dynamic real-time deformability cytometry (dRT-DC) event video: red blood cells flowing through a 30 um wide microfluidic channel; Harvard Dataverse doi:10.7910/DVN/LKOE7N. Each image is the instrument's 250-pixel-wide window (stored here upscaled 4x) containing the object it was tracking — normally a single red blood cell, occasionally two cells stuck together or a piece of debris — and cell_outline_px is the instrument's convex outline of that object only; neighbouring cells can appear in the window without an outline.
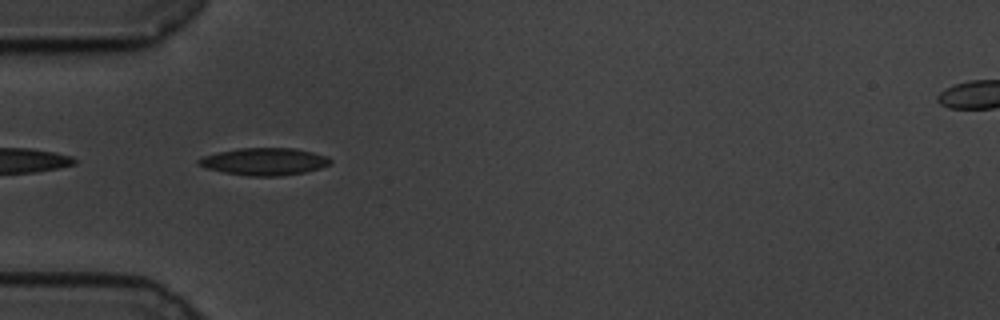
{"species": "common noctule bat (a hibernating species)", "species_latin": "Nyctalus noctula", "temperature_condition": "cold", "stored_images_in_passage": 42, "camera_frame_rate_fps": 3000, "um_per_image_px": 0.085, "animal": {"sex": "male", "body_mass_g": 19.5, "forearm_length_mm": 54.6}, "frame": {"image": 1, "passage_image": 2, "time_ms": 0.333, "image_size_px": [1000, 320], "cell_outline_px": [[332, 160], [328, 164], [320, 168], [304, 172], [280, 176], [248, 176], [224, 172], [204, 168], [196, 164], [196, 160], [204, 156], [220, 152], [240, 148], [296, 148], [328, 156]], "centroid_in_image_um": [22.45, 13.73], "position_along_channel_um": 62.6, "area_um2": 20.92}}
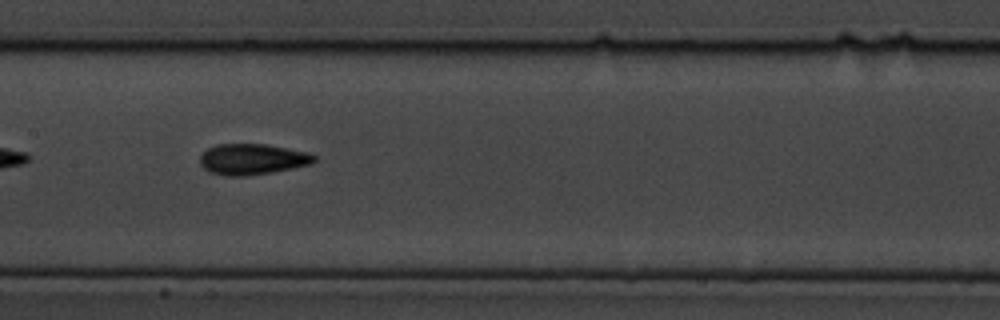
{"frame": {"image": 2, "passage_image": 13, "time_ms": 4.0, "image_size_px": [1000, 320], "cell_outline_px": [[316, 160], [312, 164], [272, 172], [244, 176], [228, 176], [208, 172], [200, 164], [200, 156], [208, 148], [216, 144], [264, 144], [288, 148], [308, 152], [316, 156]], "centroid_in_image_um": [21.45, 13.53], "position_along_channel_um": 186.0, "area_um2": 20.58}}
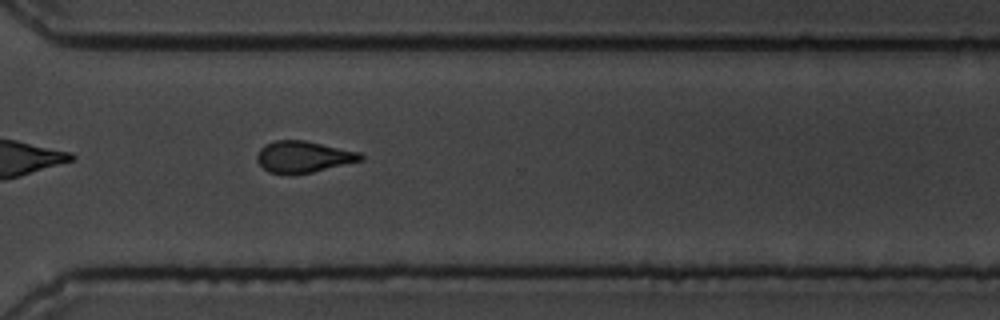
{"frame": {"image": 3, "passage_image": 27, "time_ms": 8.667, "image_size_px": [1000, 320], "cell_outline_px": [[364, 160], [312, 172], [268, 172], [256, 160], [256, 156], [260, 148], [264, 144], [276, 140], [304, 140], [360, 152], [364, 156]], "centroid_in_image_um": [25.8, 13.29], "position_along_channel_um": 344.8, "area_um2": 18.67}, "authors_computed_cell_mechanics": {"area_um2": 19.6231, "velocity_mm_per_s": 3.4129, "shape_relaxation_time_tau1_ms": 3.1157, "shape_relaxation_time_tau2_ms": 3.5438, "deformation_change_tau1": 0.1012, "deformation_change_tau2": 0.1048}}